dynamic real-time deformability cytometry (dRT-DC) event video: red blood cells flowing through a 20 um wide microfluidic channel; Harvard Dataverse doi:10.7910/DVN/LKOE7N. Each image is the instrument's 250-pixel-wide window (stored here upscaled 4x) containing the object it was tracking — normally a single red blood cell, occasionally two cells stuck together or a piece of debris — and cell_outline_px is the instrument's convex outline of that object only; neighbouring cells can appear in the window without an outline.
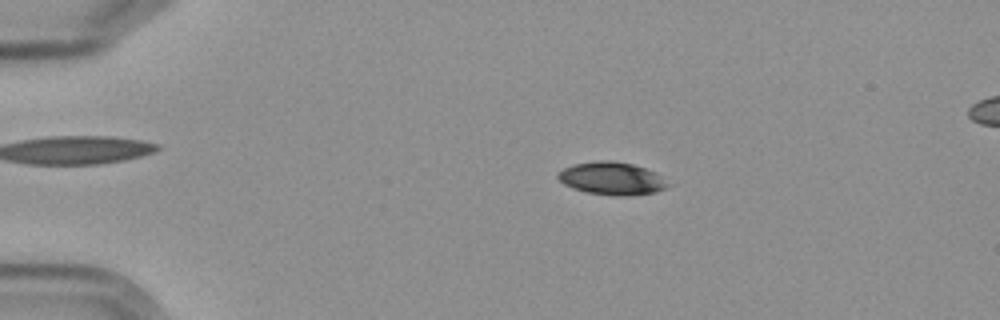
{"species": "Egyptian fruit bat (a non-hibernating species)", "species_latin": "Rousettus aegyptiacus", "temperature_condition": "cold", "stored_images_in_passage": 6, "segment_of_instrument_passage": [1, 2], "camera_frame_rate_fps": 3000, "um_per_image_px": 0.085, "frame": {"image": 1, "passage_image": 3, "time_ms": 2.333, "image_size_px": [1000, 320], "cell_outline_px": [[668, 188], [656, 192], [620, 196], [588, 192], [572, 188], [564, 184], [556, 176], [564, 168], [576, 164], [600, 160], [608, 160], [632, 164], [656, 172], [668, 184]], "centroid_in_image_um": [52.01, 15.17], "position_along_channel_um": 33.0, "area_um2": 20.58}}